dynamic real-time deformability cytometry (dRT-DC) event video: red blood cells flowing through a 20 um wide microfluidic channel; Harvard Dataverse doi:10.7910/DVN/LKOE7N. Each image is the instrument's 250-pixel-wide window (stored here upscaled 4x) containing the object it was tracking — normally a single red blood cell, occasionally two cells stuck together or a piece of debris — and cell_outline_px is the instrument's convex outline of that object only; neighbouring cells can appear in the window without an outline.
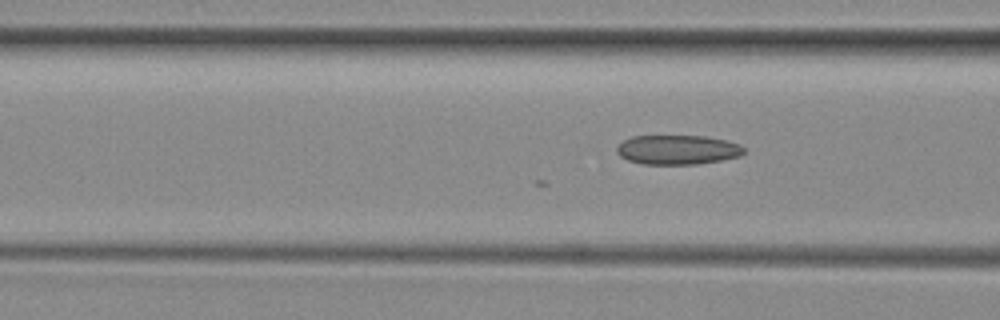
{"species": "common noctule bat (a hibernating species)", "species_latin": "Nyctalus noctula", "temperature_condition": "room temperature", "stored_images_in_passage": 50, "camera_frame_rate_fps": 3000, "um_per_image_px": 0.085, "animal": {"sex": "female", "body_mass_g": 29.2, "forearm_length_mm": 56.3}, "frame": {"image": 1, "passage_image": 18, "time_ms": 5.667, "image_size_px": [1000, 320], "cell_outline_px": [[744, 152], [740, 156], [720, 160], [696, 164], [644, 164], [628, 160], [620, 156], [616, 152], [616, 148], [624, 140], [632, 136], [704, 136], [724, 140], [740, 144], [744, 148]], "centroid_in_image_um": [57.58, 12.73], "position_along_channel_um": 109.0, "area_um2": 21.68}}
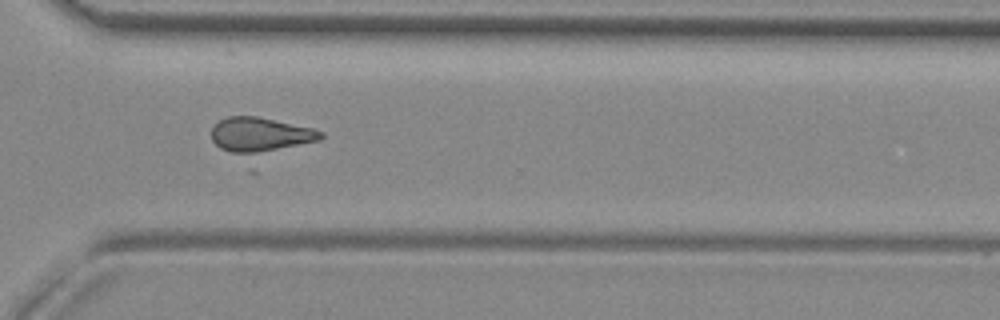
{"frame": {"image": 2, "passage_image": 36, "time_ms": 11.667, "image_size_px": [1000, 320], "cell_outline_px": [[324, 136], [320, 140], [248, 156], [232, 152], [220, 148], [212, 140], [212, 128], [220, 120], [228, 116], [256, 116], [312, 128], [324, 132]], "centroid_in_image_um": [22.12, 11.46], "position_along_channel_um": 348.5, "area_um2": 22.02}}
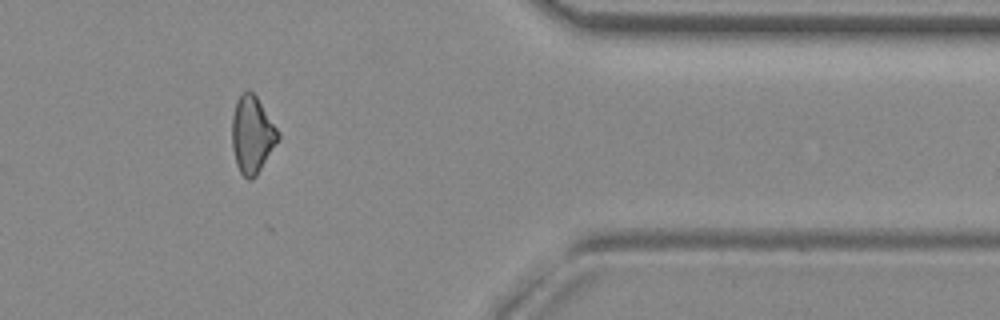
{"frame": {"image": 3, "passage_image": 41, "time_ms": 13.333, "image_size_px": [1000, 320], "cell_outline_px": [[280, 140], [256, 176], [252, 180], [248, 180], [240, 172], [236, 164], [232, 148], [232, 116], [236, 100], [248, 88], [256, 96], [280, 132]], "centroid_in_image_um": [21.44, 11.46], "position_along_channel_um": 390.0, "area_um2": 20.92}}